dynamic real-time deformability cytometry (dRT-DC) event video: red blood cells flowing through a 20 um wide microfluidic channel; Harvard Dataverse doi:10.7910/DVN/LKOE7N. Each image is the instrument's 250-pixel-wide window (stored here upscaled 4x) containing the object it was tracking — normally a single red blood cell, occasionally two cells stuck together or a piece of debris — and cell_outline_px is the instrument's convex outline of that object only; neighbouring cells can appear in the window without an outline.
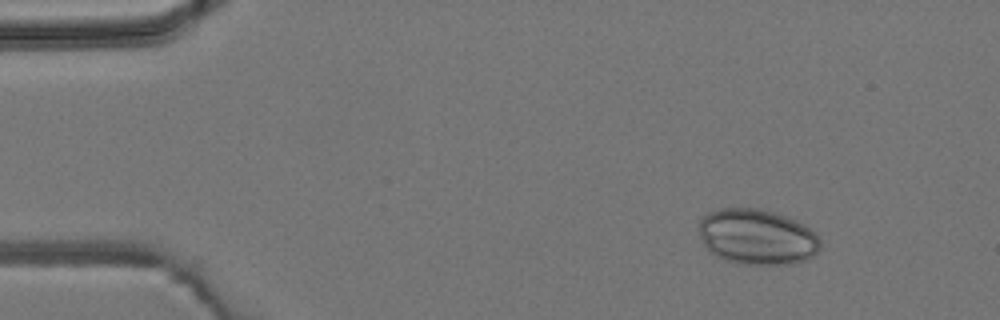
{"species": "common noctule bat (a hibernating species)", "species_latin": "Nyctalus noctula", "temperature_condition": "room temperature", "stored_images_in_passage": 3, "camera_frame_rate_fps": 3000, "um_per_image_px": 0.085, "animal": {"sex": "male", "body_mass_g": 19.2, "forearm_length_mm": 51.8}, "frame": {"image": 1, "passage_image": 1, "time_ms": 0.0, "image_size_px": [1000, 320], "cell_outline_px": [[820, 248], [808, 260], [792, 264], [752, 264], [724, 260], [716, 256], [704, 244], [700, 236], [700, 220], [708, 212], [720, 208], [760, 208], [796, 220], [804, 224], [820, 240]], "centroid_in_image_um": [64.35, 20.13], "position_along_channel_um": 20.6, "area_um2": 39.02}}